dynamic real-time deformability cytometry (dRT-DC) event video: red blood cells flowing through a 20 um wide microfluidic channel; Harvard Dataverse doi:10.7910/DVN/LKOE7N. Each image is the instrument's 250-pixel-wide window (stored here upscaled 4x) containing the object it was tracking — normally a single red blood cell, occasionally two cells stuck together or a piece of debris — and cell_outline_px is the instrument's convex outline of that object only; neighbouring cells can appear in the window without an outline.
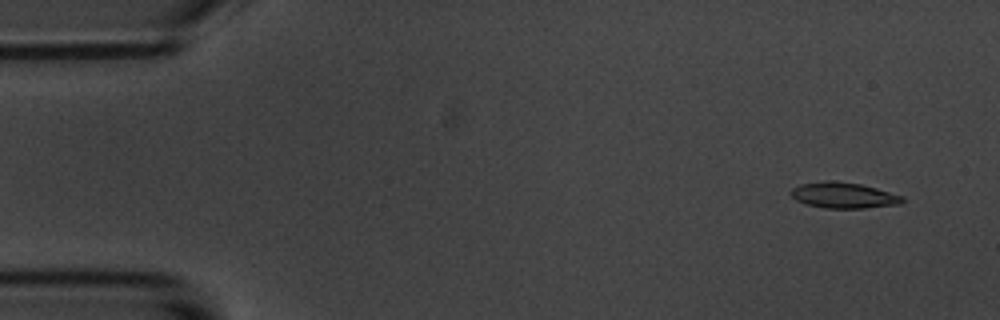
{"species": "common noctule bat (a hibernating species)", "species_latin": "Nyctalus noctula", "temperature_condition": "room temperature", "stored_images_in_passage": 9, "camera_frame_rate_fps": 3000, "um_per_image_px": 0.085, "animal": {"sex": "male", "body_mass_g": 20.1, "forearm_length_mm": 53.5}, "frame": {"image": 1, "passage_image": 1, "time_ms": 0.0, "image_size_px": [1000, 320], "cell_outline_px": [[904, 200], [900, 204], [864, 208], [824, 208], [804, 204], [796, 200], [788, 192], [792, 188], [800, 184], [824, 180], [836, 180], [860, 184], [876, 188], [904, 196]], "centroid_in_image_um": [71.66, 16.59], "position_along_channel_um": 13.3, "area_um2": 16.99}}